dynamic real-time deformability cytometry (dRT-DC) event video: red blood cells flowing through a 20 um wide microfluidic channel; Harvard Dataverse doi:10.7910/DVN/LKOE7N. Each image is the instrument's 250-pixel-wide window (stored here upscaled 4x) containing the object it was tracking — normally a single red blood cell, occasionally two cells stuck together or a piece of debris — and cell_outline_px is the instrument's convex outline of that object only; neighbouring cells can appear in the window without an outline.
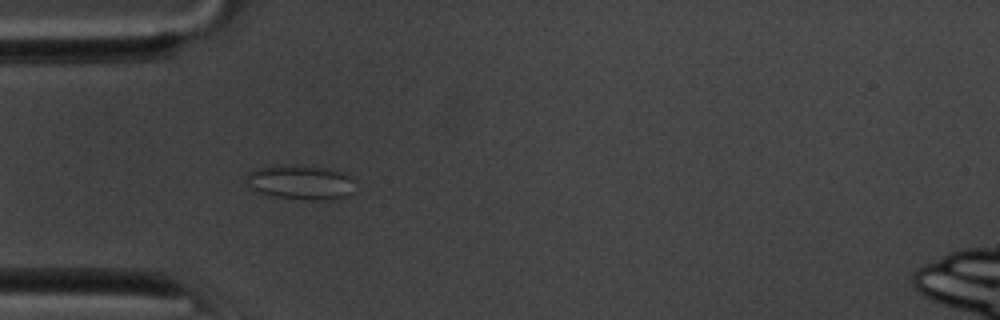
{"species": "common noctule bat (a hibernating species)", "species_latin": "Nyctalus noctula", "temperature_condition": "room temperature", "stored_images_in_passage": 54, "camera_frame_rate_fps": 3000, "um_per_image_px": 0.085, "animal": {"sex": "male", "body_mass_g": 20.1, "forearm_length_mm": 53.5}, "frame": {"image": 1, "passage_image": 16, "time_ms": 5.0, "image_size_px": [1000, 320], "cell_outline_px": [[356, 192], [332, 200], [312, 200], [276, 196], [260, 192], [252, 188], [248, 184], [248, 172], [256, 168], [324, 168], [344, 172], [348, 176]], "centroid_in_image_um": [25.62, 15.55], "position_along_channel_um": 59.4, "area_um2": 20.58}}
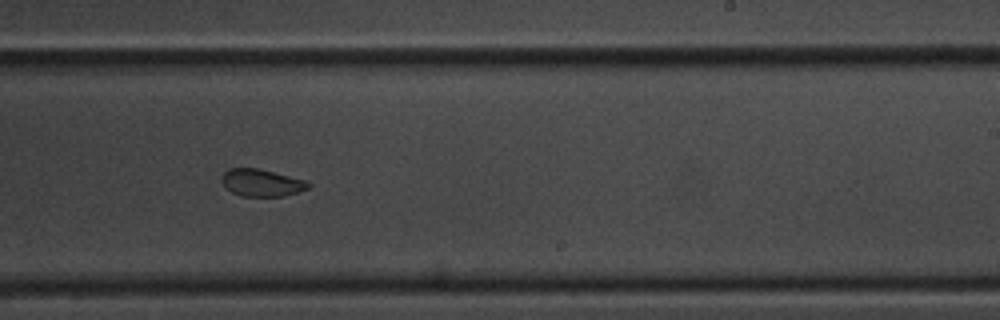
{"frame": {"image": 2, "passage_image": 33, "time_ms": 10.667, "image_size_px": [1000, 320], "cell_outline_px": [[312, 188], [284, 196], [240, 196], [224, 188], [220, 180], [220, 176], [228, 168], [256, 168], [308, 180], [312, 184]], "centroid_in_image_um": [22.24, 15.54], "position_along_channel_um": 266.8, "area_um2": 14.1}}
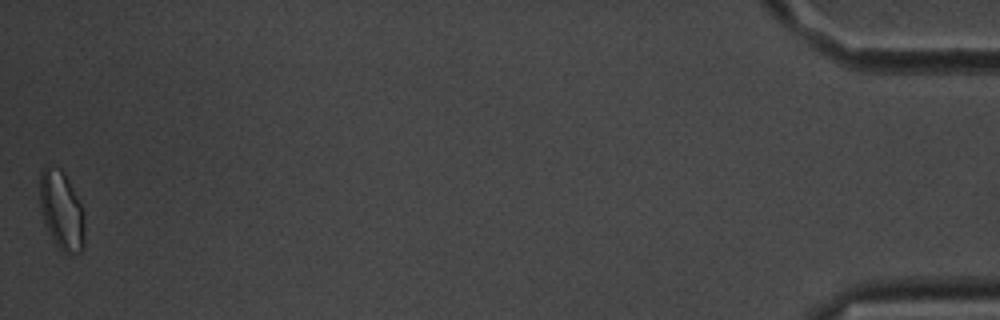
{"frame": {"image": 3, "passage_image": 54, "time_ms": 17.667, "image_size_px": [1000, 320], "cell_outline_px": [[84, 248], [80, 252], [72, 256], [56, 248], [44, 224], [40, 208], [40, 172], [44, 164], [52, 164], [60, 168], [64, 172], [84, 212]], "centroid_in_image_um": [5.21, 17.91], "position_along_channel_um": 430.0, "area_um2": 21.15}, "authors_computed_cell_mechanics": {"area_um2": 16.762, "velocity_mm_per_s": 3.695, "shape_relaxation_time_tau1_ms": null, "shape_relaxation_time_tau2_ms": 1.7117, "deformation_change_tau1": null, "deformation_change_tau2": 0.0693}}